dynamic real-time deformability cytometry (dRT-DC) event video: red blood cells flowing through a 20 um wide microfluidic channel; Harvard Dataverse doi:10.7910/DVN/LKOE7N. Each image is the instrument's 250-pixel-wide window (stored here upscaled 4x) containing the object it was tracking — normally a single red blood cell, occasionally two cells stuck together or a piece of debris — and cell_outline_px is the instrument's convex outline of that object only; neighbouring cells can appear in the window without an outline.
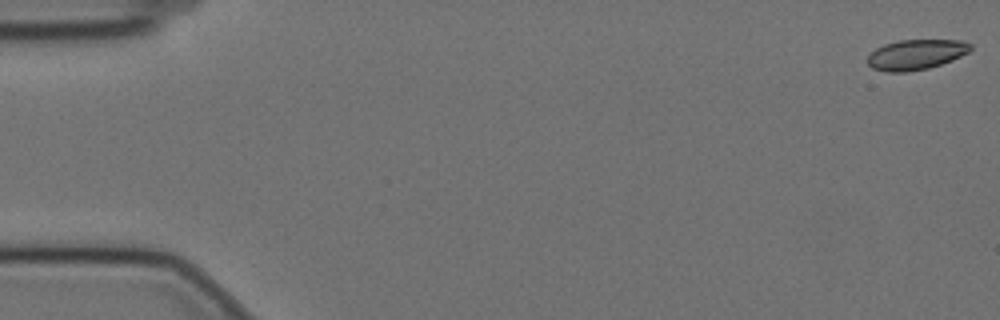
{"species": "Egyptian fruit bat (a non-hibernating species)", "species_latin": "Rousettus aegyptiacus", "temperature_condition": "cold", "stored_images_in_passage": 55, "camera_frame_rate_fps": 3000, "um_per_image_px": 0.085, "animal": {"sex": "female"}, "frame": {"image": 1, "passage_image": 1, "time_ms": 0.0, "image_size_px": [1000, 320], "cell_outline_px": [[972, 48], [968, 52], [952, 60], [928, 68], [904, 72], [888, 72], [872, 68], [868, 64], [868, 56], [876, 48], [884, 44], [900, 40], [960, 40], [972, 44]], "centroid_in_image_um": [77.86, 4.63], "position_along_channel_um": 7.1, "area_um2": 17.98}}
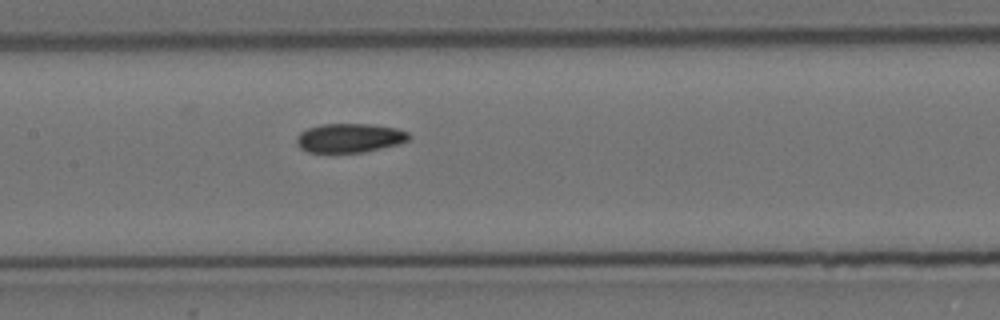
{"frame": {"image": 2, "passage_image": 28, "time_ms": 9.0, "image_size_px": [1000, 320], "cell_outline_px": [[412, 136], [408, 140], [400, 144], [364, 152], [308, 152], [300, 148], [296, 144], [296, 136], [300, 132], [308, 128], [320, 124], [372, 124], [396, 128], [408, 132]], "centroid_in_image_um": [29.72, 11.72], "position_along_channel_um": 177.7, "area_um2": 19.19}}
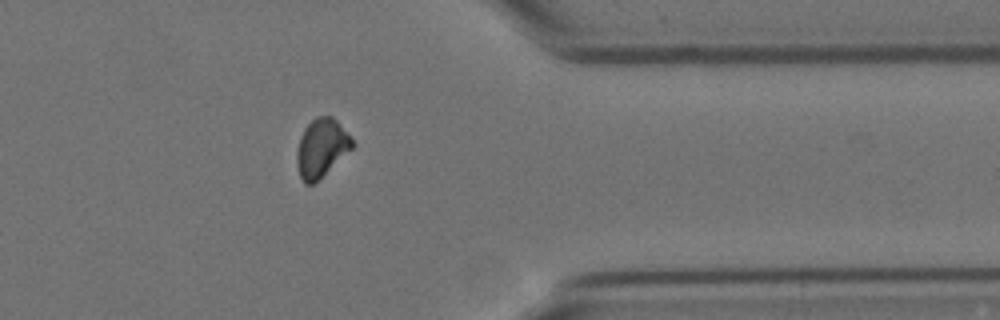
{"frame": {"image": 3, "passage_image": 47, "time_ms": 15.333, "image_size_px": [1000, 320], "cell_outline_px": [[356, 144], [352, 148], [312, 184], [304, 184], [300, 176], [296, 160], [296, 152], [300, 136], [304, 128], [316, 116], [332, 116], [352, 136]], "centroid_in_image_um": [27.32, 12.53], "position_along_channel_um": 384.1, "area_um2": 18.67}}